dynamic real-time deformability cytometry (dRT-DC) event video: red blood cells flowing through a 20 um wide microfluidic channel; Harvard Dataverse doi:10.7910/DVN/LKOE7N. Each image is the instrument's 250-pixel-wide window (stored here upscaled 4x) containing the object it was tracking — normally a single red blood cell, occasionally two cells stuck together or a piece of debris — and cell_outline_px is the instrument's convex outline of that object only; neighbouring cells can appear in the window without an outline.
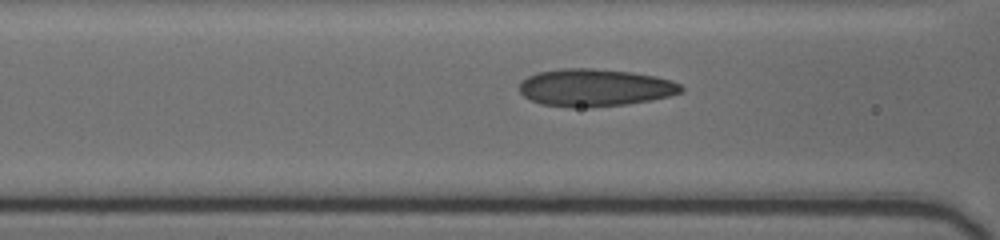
{"species": "human", "species_latin": "Homo sapiens", "temperature_condition": "cold", "stored_images_in_passage": 25, "camera_frame_rate_fps": 3000, "um_per_image_px": 0.085, "donor": {"sex": "female"}, "frame": {"image": 1, "passage_image": 12, "time_ms": 1.667, "image_size_px": [1000, 240], "cell_outline_px": [[684, 92], [652, 100], [628, 104], [572, 108], [568, 108], [540, 104], [524, 96], [520, 92], [520, 80], [536, 72], [560, 68], [592, 68], [632, 72], [656, 76], [672, 80], [680, 84], [684, 88]], "centroid_in_image_um": [50.56, 7.44], "position_along_channel_um": 116.0, "area_um2": 35.66}}
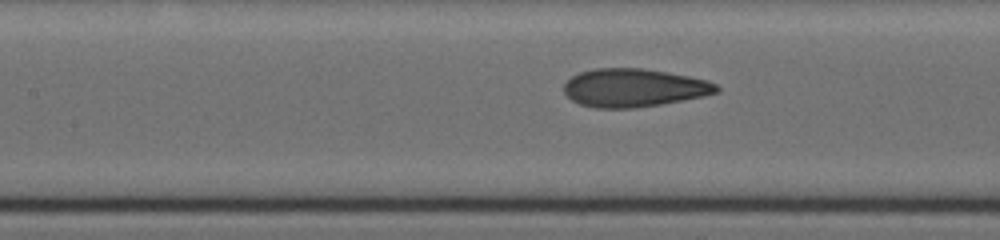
{"frame": {"image": 2, "passage_image": 19, "time_ms": 2.667, "image_size_px": [1000, 240], "cell_outline_px": [[720, 92], [704, 96], [660, 104], [636, 108], [596, 108], [580, 104], [572, 100], [564, 92], [564, 84], [572, 76], [580, 72], [596, 68], [644, 68], [668, 72], [708, 80], [716, 84], [720, 88]], "centroid_in_image_um": [53.9, 7.46], "position_along_channel_um": 153.5, "area_um2": 34.04}}